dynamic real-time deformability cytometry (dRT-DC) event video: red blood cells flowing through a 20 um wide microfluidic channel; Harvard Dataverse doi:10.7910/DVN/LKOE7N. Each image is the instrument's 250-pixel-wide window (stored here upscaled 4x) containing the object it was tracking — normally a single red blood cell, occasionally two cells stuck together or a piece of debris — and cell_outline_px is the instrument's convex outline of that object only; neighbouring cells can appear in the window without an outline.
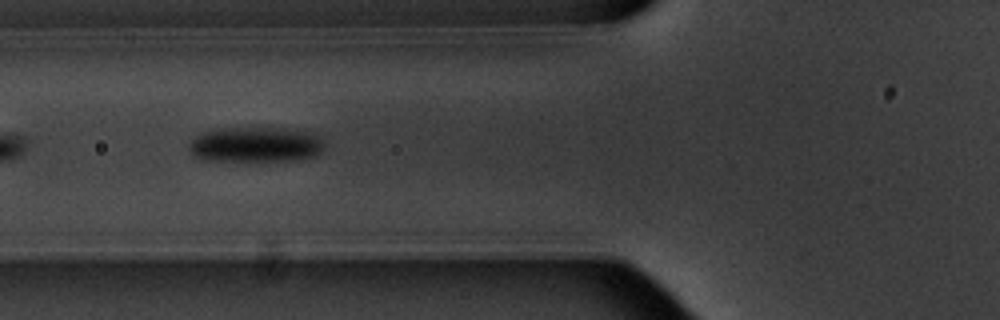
{"species": "common noctule bat (a hibernating species)", "species_latin": "Nyctalus noctula", "temperature_condition": "warm", "stored_images_in_passage": 10, "camera_frame_rate_fps": 3000, "um_per_image_px": 0.085, "animal": {"sex": "male", "body_mass_g": 20.1, "forearm_length_mm": 53.5}, "frame": {"image": 1, "passage_image": 7, "time_ms": 7.0, "image_size_px": [1000, 320], "cell_outline_px": [[324, 148], [316, 156], [296, 160], [204, 160], [192, 156], [188, 148], [188, 144], [196, 136], [212, 128], [280, 128], [308, 132], [320, 136], [324, 140]], "centroid_in_image_um": [21.71, 12.28], "position_along_channel_um": 104.1, "area_um2": 27.92}}